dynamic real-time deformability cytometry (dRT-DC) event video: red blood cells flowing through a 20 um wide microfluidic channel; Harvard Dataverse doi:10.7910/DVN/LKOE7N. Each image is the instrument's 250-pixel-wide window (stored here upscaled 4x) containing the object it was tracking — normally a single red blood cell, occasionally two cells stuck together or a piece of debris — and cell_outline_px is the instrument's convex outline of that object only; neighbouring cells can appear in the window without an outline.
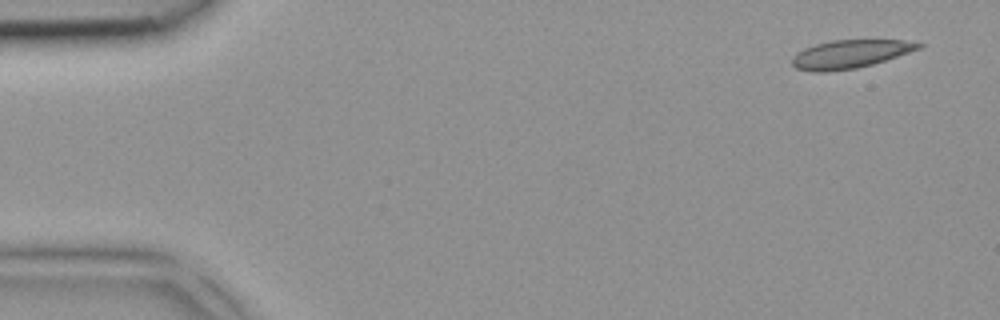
{"species": "common noctule bat (a hibernating species)", "species_latin": "Nyctalus noctula", "temperature_condition": "room temperature", "stored_images_in_passage": 3, "camera_frame_rate_fps": 3000, "um_per_image_px": 0.085, "animal": {"sex": "female", "body_mass_g": 18.4}, "frame": {"image": 1, "passage_image": 1, "time_ms": 0.0, "image_size_px": [1000, 320], "cell_outline_px": [[924, 44], [920, 48], [872, 64], [856, 68], [824, 72], [816, 72], [796, 68], [792, 64], [792, 56], [796, 52], [804, 48], [816, 44], [832, 40], [904, 40]], "centroid_in_image_um": [72.2, 4.59], "position_along_channel_um": 12.8, "area_um2": 20.58}}
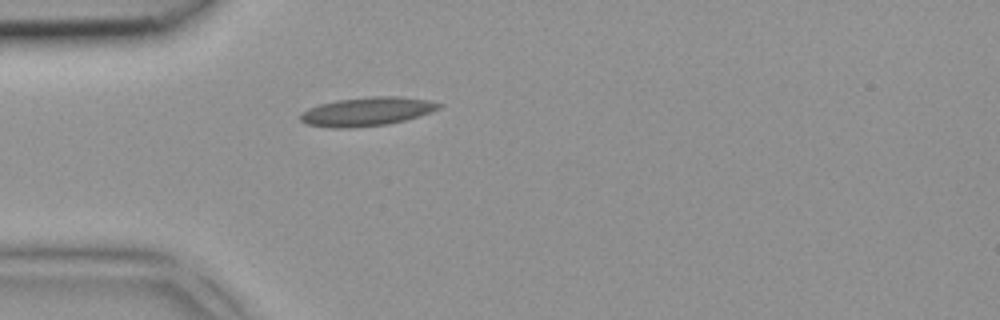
{"frame": {"image": 2, "passage_image": 3, "time_ms": 0.667, "image_size_px": [1000, 320], "cell_outline_px": [[444, 104], [440, 108], [420, 116], [388, 124], [348, 128], [332, 128], [308, 124], [300, 120], [300, 116], [308, 108], [320, 104], [336, 100], [372, 96], [400, 96], [428, 100]], "centroid_in_image_um": [31.22, 9.47], "position_along_channel_um": 53.8, "area_um2": 23.12}}